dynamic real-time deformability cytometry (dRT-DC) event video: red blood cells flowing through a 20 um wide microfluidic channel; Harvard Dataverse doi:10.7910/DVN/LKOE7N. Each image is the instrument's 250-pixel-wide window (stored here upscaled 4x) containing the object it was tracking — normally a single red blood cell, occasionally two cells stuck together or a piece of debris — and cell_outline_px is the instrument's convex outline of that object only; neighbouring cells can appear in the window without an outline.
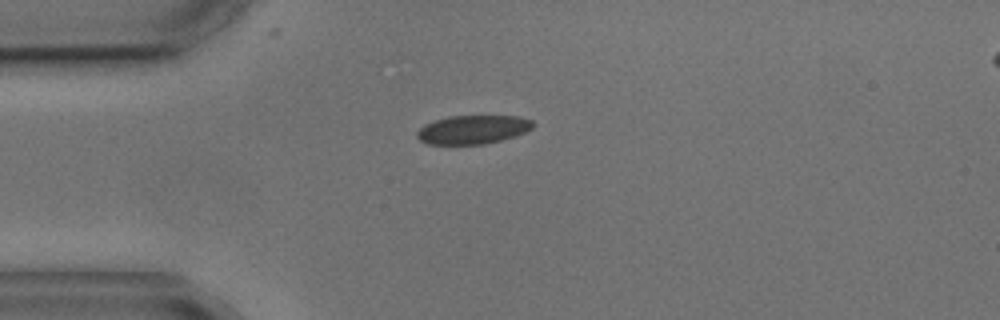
{"species": "common noctule bat (a hibernating species)", "species_latin": "Nyctalus noctula", "temperature_condition": "cold", "stored_images_in_passage": 7, "camera_frame_rate_fps": 3000, "um_per_image_px": 0.085, "animal": {"sex": "male", "body_mass_g": 17.9, "forearm_length_mm": 54.2}, "frame": {"image": 1, "passage_image": 1, "time_ms": 0.0, "image_size_px": [1000, 320], "cell_outline_px": [[536, 124], [532, 128], [516, 136], [484, 144], [428, 144], [420, 140], [416, 136], [416, 132], [424, 124], [448, 116], [520, 116], [532, 120]], "centroid_in_image_um": [40.2, 11.01], "position_along_channel_um": 44.8, "area_um2": 19.42}}
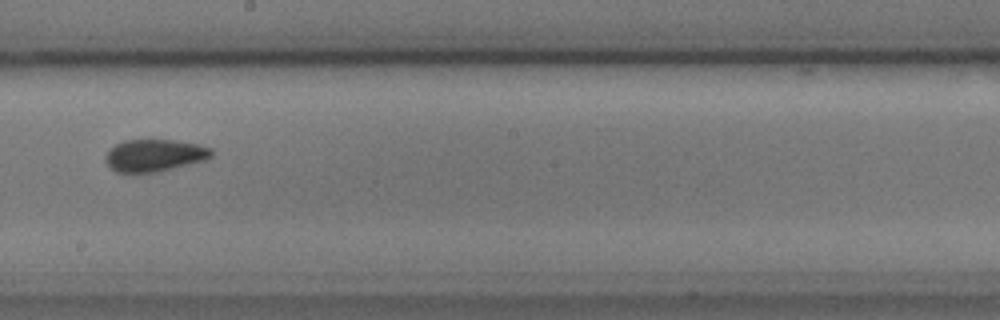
{"frame": {"image": 2, "passage_image": 6, "time_ms": 5.667, "image_size_px": [1000, 320], "cell_outline_px": [[212, 156], [204, 160], [156, 172], [116, 172], [104, 160], [104, 156], [116, 144], [124, 140], [176, 140], [196, 144], [212, 148]], "centroid_in_image_um": [13.12, 13.2], "position_along_channel_um": 235.1, "area_um2": 19.59}}